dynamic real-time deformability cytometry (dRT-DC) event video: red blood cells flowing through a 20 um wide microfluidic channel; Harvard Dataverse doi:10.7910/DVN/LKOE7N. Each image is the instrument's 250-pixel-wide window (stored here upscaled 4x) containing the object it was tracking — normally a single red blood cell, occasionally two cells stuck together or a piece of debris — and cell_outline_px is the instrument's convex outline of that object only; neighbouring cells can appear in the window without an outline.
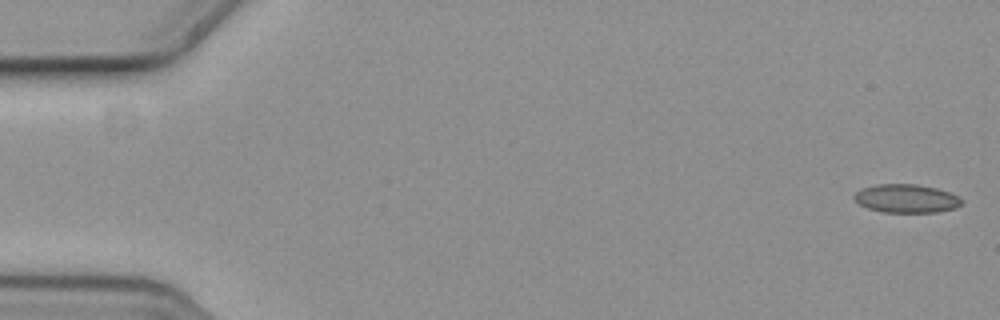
{"species": "common noctule bat (a hibernating species)", "species_latin": "Nyctalus noctula", "temperature_condition": "cold", "stored_images_in_passage": 14, "camera_frame_rate_fps": 3000, "um_per_image_px": 0.085, "animal": {"sex": "female", "body_mass_g": 19.3, "forearm_length_mm": 54.1}, "frame": {"image": 1, "passage_image": 1, "time_ms": 0.0, "image_size_px": [1000, 320], "cell_outline_px": [[964, 200], [956, 208], [936, 212], [884, 212], [868, 208], [860, 204], [852, 196], [860, 188], [880, 184], [916, 184], [936, 188], [948, 192]], "centroid_in_image_um": [77.03, 16.87], "position_along_channel_um": 8.0, "area_um2": 17.69}}
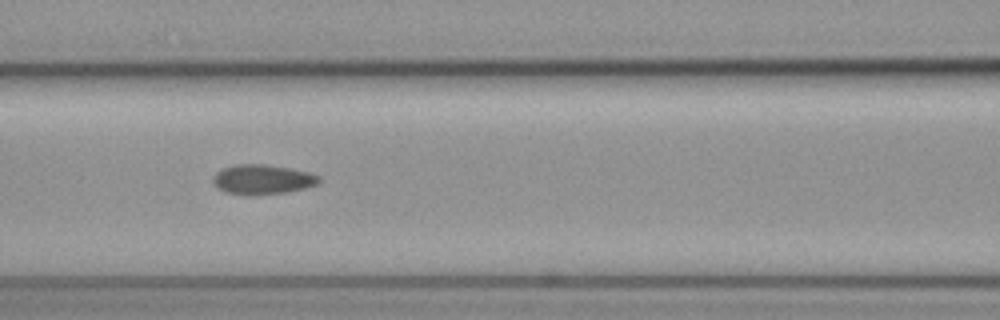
{"frame": {"image": 2, "passage_image": 7, "time_ms": 2.0, "image_size_px": [1000, 320], "cell_outline_px": [[320, 180], [316, 184], [304, 188], [284, 192], [224, 192], [216, 188], [212, 180], [212, 176], [216, 172], [224, 168], [236, 164], [264, 164], [288, 168], [308, 172], [320, 176]], "centroid_in_image_um": [22.28, 15.2], "position_along_channel_um": 144.3, "area_um2": 17.51}}
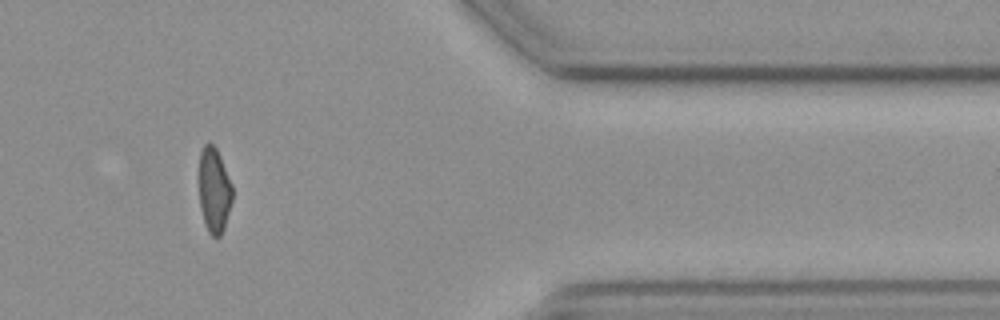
{"frame": {"image": 3, "passage_image": 13, "time_ms": 4.0, "image_size_px": [1000, 320], "cell_outline_px": [[232, 200], [224, 228], [220, 236], [212, 236], [208, 232], [200, 208], [200, 152], [204, 144], [208, 140], [216, 148], [220, 156], [232, 184]], "centroid_in_image_um": [18.21, 16.15], "position_along_channel_um": 393.2, "area_um2": 16.36}}